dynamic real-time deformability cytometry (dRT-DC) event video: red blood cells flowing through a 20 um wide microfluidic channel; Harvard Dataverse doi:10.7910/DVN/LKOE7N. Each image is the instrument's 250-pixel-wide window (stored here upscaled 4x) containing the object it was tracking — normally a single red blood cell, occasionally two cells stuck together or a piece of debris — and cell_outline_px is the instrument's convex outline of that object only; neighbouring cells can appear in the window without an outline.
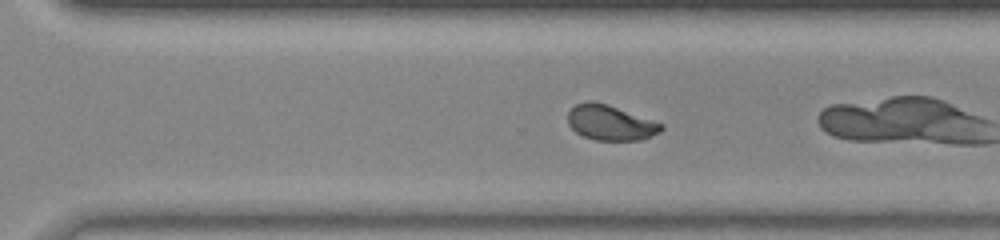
{"species": "common noctule bat (a hibernating species)", "species_latin": "Nyctalus noctula", "temperature_condition": "room temperature", "stored_images_in_passage": 39, "camera_frame_rate_fps": 3000, "um_per_image_px": 0.085, "animal": {"sex": "male", "body_mass_g": 20.0, "forearm_length_mm": 53.3}, "frame": {"image": 1, "passage_image": 35, "time_ms": 11.333, "image_size_px": [1000, 240], "cell_outline_px": [[664, 128], [660, 132], [640, 140], [596, 140], [584, 136], [576, 132], [568, 124], [568, 112], [576, 104], [588, 100], [592, 100], [608, 104], [664, 124]], "centroid_in_image_um": [51.88, 10.42], "position_along_channel_um": 318.7, "area_um2": 19.13}}
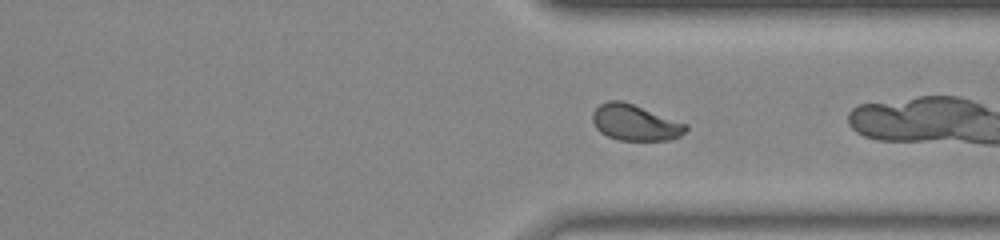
{"frame": {"image": 2, "passage_image": 38, "time_ms": 12.333, "image_size_px": [1000, 240], "cell_outline_px": [[688, 128], [680, 136], [668, 140], [620, 140], [608, 136], [600, 132], [596, 128], [592, 120], [592, 112], [600, 104], [608, 100], [624, 100], [688, 124]], "centroid_in_image_um": [53.97, 10.4], "position_along_channel_um": 357.4, "area_um2": 19.71}}